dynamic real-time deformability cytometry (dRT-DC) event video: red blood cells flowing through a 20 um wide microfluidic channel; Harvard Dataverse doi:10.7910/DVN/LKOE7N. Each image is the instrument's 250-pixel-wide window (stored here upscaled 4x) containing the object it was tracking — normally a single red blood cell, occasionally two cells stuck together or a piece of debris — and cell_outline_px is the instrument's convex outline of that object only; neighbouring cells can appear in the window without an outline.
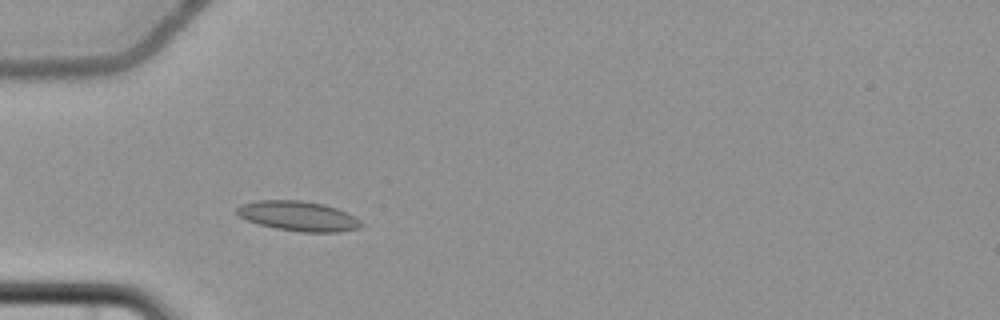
{"species": "common noctule bat (a hibernating species)", "species_latin": "Nyctalus noctula", "temperature_condition": "cold", "stored_images_in_passage": 5, "camera_frame_rate_fps": 3000, "um_per_image_px": 0.085, "animal": {"sex": "female", "body_mass_g": 22.7, "forearm_length_mm": 54.2}, "frame": {"image": 1, "passage_image": 4, "time_ms": 3.667, "image_size_px": [1000, 320], "cell_outline_px": [[364, 224], [360, 228], [340, 232], [300, 232], [276, 228], [260, 224], [248, 220], [240, 216], [236, 212], [236, 208], [240, 204], [256, 200], [300, 200], [324, 204], [336, 208], [360, 220]], "centroid_in_image_um": [25.35, 18.36], "position_along_channel_um": 59.7, "area_um2": 21.56}}